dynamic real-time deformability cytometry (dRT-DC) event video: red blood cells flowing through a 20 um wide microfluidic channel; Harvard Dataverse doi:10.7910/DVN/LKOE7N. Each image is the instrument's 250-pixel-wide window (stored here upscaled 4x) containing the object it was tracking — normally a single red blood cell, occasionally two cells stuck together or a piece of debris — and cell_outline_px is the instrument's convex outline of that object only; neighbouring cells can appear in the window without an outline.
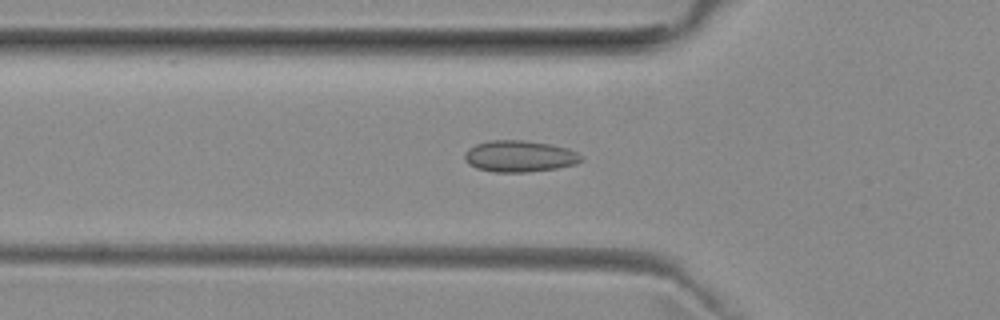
{"species": "common noctule bat (a hibernating species)", "species_latin": "Nyctalus noctula", "temperature_condition": "room temperature", "stored_images_in_passage": 24, "camera_frame_rate_fps": 3000, "um_per_image_px": 0.085, "animal": {"sex": "female", "body_mass_g": 29.2, "forearm_length_mm": 56.3}, "frame": {"image": 1, "passage_image": 17, "time_ms": 5.333, "image_size_px": [1000, 320], "cell_outline_px": [[584, 160], [576, 164], [556, 168], [528, 172], [492, 172], [476, 168], [468, 164], [464, 160], [464, 152], [468, 148], [476, 144], [488, 140], [524, 140], [552, 144], [568, 148], [584, 156]], "centroid_in_image_um": [44.16, 13.28], "position_along_channel_um": 81.6, "area_um2": 21.73}}
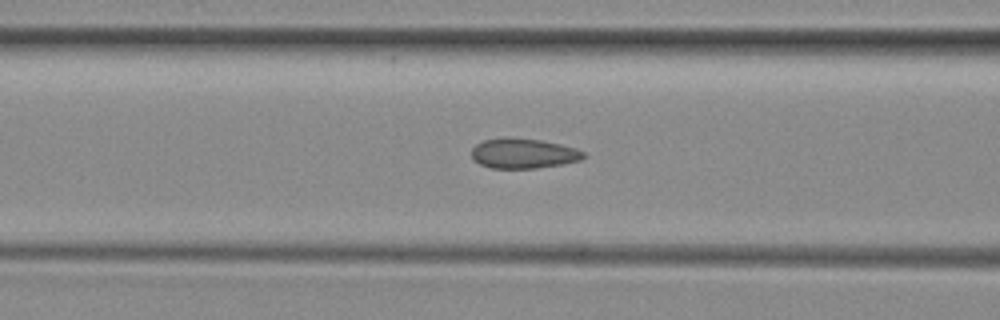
{"frame": {"image": 2, "passage_image": 20, "time_ms": 6.333, "image_size_px": [1000, 320], "cell_outline_px": [[584, 156], [580, 160], [564, 164], [536, 168], [492, 168], [480, 164], [472, 160], [472, 148], [476, 144], [484, 140], [540, 140], [560, 144], [576, 148], [584, 152]], "centroid_in_image_um": [44.51, 13.08], "position_along_channel_um": 122.1, "area_um2": 18.9}}
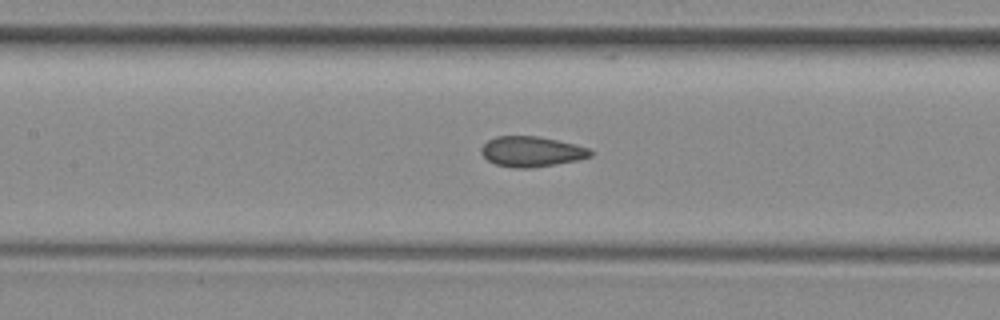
{"frame": {"image": 3, "passage_image": 23, "time_ms": 7.333, "image_size_px": [1000, 320], "cell_outline_px": [[592, 156], [576, 160], [532, 168], [512, 168], [496, 164], [488, 160], [480, 152], [480, 148], [488, 140], [496, 136], [536, 136], [576, 144], [592, 148]], "centroid_in_image_um": [45.18, 12.88], "position_along_channel_um": 162.2, "area_um2": 19.31}}